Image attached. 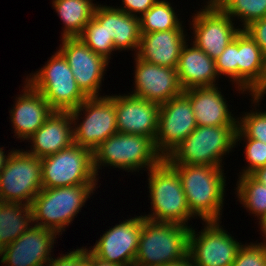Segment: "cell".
Listing matches in <instances>:
<instances>
[{
	"label": "cell",
	"instance_id": "cell-1",
	"mask_svg": "<svg viewBox=\"0 0 266 266\" xmlns=\"http://www.w3.org/2000/svg\"><path fill=\"white\" fill-rule=\"evenodd\" d=\"M181 179L187 205L195 218L221 221L226 196L223 167L170 164Z\"/></svg>",
	"mask_w": 266,
	"mask_h": 266
},
{
	"label": "cell",
	"instance_id": "cell-2",
	"mask_svg": "<svg viewBox=\"0 0 266 266\" xmlns=\"http://www.w3.org/2000/svg\"><path fill=\"white\" fill-rule=\"evenodd\" d=\"M147 173L151 213L142 216L151 221L191 227L188 222L195 216L187 205L178 172L163 158Z\"/></svg>",
	"mask_w": 266,
	"mask_h": 266
},
{
	"label": "cell",
	"instance_id": "cell-3",
	"mask_svg": "<svg viewBox=\"0 0 266 266\" xmlns=\"http://www.w3.org/2000/svg\"><path fill=\"white\" fill-rule=\"evenodd\" d=\"M98 184H79L65 187L43 188L30 207L33 224L50 229L59 235L65 232L81 212Z\"/></svg>",
	"mask_w": 266,
	"mask_h": 266
},
{
	"label": "cell",
	"instance_id": "cell-4",
	"mask_svg": "<svg viewBox=\"0 0 266 266\" xmlns=\"http://www.w3.org/2000/svg\"><path fill=\"white\" fill-rule=\"evenodd\" d=\"M162 159L149 137L129 133L113 134L93 150V165L98 178L103 166L134 173L149 171Z\"/></svg>",
	"mask_w": 266,
	"mask_h": 266
},
{
	"label": "cell",
	"instance_id": "cell-5",
	"mask_svg": "<svg viewBox=\"0 0 266 266\" xmlns=\"http://www.w3.org/2000/svg\"><path fill=\"white\" fill-rule=\"evenodd\" d=\"M236 132L237 126H197L164 159L169 164L224 167V157L236 147Z\"/></svg>",
	"mask_w": 266,
	"mask_h": 266
},
{
	"label": "cell",
	"instance_id": "cell-6",
	"mask_svg": "<svg viewBox=\"0 0 266 266\" xmlns=\"http://www.w3.org/2000/svg\"><path fill=\"white\" fill-rule=\"evenodd\" d=\"M191 227L156 222L142 216V231L134 266H162L188 255Z\"/></svg>",
	"mask_w": 266,
	"mask_h": 266
},
{
	"label": "cell",
	"instance_id": "cell-7",
	"mask_svg": "<svg viewBox=\"0 0 266 266\" xmlns=\"http://www.w3.org/2000/svg\"><path fill=\"white\" fill-rule=\"evenodd\" d=\"M25 80L39 91L54 111H71L87 96L80 90L63 54L57 51L38 71Z\"/></svg>",
	"mask_w": 266,
	"mask_h": 266
},
{
	"label": "cell",
	"instance_id": "cell-8",
	"mask_svg": "<svg viewBox=\"0 0 266 266\" xmlns=\"http://www.w3.org/2000/svg\"><path fill=\"white\" fill-rule=\"evenodd\" d=\"M70 114L73 119L74 143L78 146L93 151L111 135L118 133L115 94L87 97Z\"/></svg>",
	"mask_w": 266,
	"mask_h": 266
},
{
	"label": "cell",
	"instance_id": "cell-9",
	"mask_svg": "<svg viewBox=\"0 0 266 266\" xmlns=\"http://www.w3.org/2000/svg\"><path fill=\"white\" fill-rule=\"evenodd\" d=\"M43 188L98 184L93 151L73 143L56 154L41 158Z\"/></svg>",
	"mask_w": 266,
	"mask_h": 266
},
{
	"label": "cell",
	"instance_id": "cell-10",
	"mask_svg": "<svg viewBox=\"0 0 266 266\" xmlns=\"http://www.w3.org/2000/svg\"><path fill=\"white\" fill-rule=\"evenodd\" d=\"M20 149L10 153L0 172V201L30 206L43 189L41 159Z\"/></svg>",
	"mask_w": 266,
	"mask_h": 266
},
{
	"label": "cell",
	"instance_id": "cell-11",
	"mask_svg": "<svg viewBox=\"0 0 266 266\" xmlns=\"http://www.w3.org/2000/svg\"><path fill=\"white\" fill-rule=\"evenodd\" d=\"M221 221H202L203 229L189 233L188 254L196 266H232L242 242L221 226Z\"/></svg>",
	"mask_w": 266,
	"mask_h": 266
},
{
	"label": "cell",
	"instance_id": "cell-12",
	"mask_svg": "<svg viewBox=\"0 0 266 266\" xmlns=\"http://www.w3.org/2000/svg\"><path fill=\"white\" fill-rule=\"evenodd\" d=\"M203 4L191 16V42L215 60L242 29L236 27L238 22L235 24L214 2Z\"/></svg>",
	"mask_w": 266,
	"mask_h": 266
},
{
	"label": "cell",
	"instance_id": "cell-13",
	"mask_svg": "<svg viewBox=\"0 0 266 266\" xmlns=\"http://www.w3.org/2000/svg\"><path fill=\"white\" fill-rule=\"evenodd\" d=\"M196 127L194 112L184 93L160 104L158 130L154 140L156 151L166 158Z\"/></svg>",
	"mask_w": 266,
	"mask_h": 266
},
{
	"label": "cell",
	"instance_id": "cell-14",
	"mask_svg": "<svg viewBox=\"0 0 266 266\" xmlns=\"http://www.w3.org/2000/svg\"><path fill=\"white\" fill-rule=\"evenodd\" d=\"M59 51L66 58L74 79L87 97H100L109 61L94 53L79 37L62 38Z\"/></svg>",
	"mask_w": 266,
	"mask_h": 266
},
{
	"label": "cell",
	"instance_id": "cell-15",
	"mask_svg": "<svg viewBox=\"0 0 266 266\" xmlns=\"http://www.w3.org/2000/svg\"><path fill=\"white\" fill-rule=\"evenodd\" d=\"M107 230L94 246L87 249L94 256L117 266H134L142 231V214L125 219Z\"/></svg>",
	"mask_w": 266,
	"mask_h": 266
},
{
	"label": "cell",
	"instance_id": "cell-16",
	"mask_svg": "<svg viewBox=\"0 0 266 266\" xmlns=\"http://www.w3.org/2000/svg\"><path fill=\"white\" fill-rule=\"evenodd\" d=\"M134 62V89L130 95L160 105L184 92L177 69L146 62L137 55H134Z\"/></svg>",
	"mask_w": 266,
	"mask_h": 266
},
{
	"label": "cell",
	"instance_id": "cell-17",
	"mask_svg": "<svg viewBox=\"0 0 266 266\" xmlns=\"http://www.w3.org/2000/svg\"><path fill=\"white\" fill-rule=\"evenodd\" d=\"M58 234L32 224L31 227L2 250V266H45L53 257Z\"/></svg>",
	"mask_w": 266,
	"mask_h": 266
},
{
	"label": "cell",
	"instance_id": "cell-18",
	"mask_svg": "<svg viewBox=\"0 0 266 266\" xmlns=\"http://www.w3.org/2000/svg\"><path fill=\"white\" fill-rule=\"evenodd\" d=\"M160 105L127 94H115L118 133L144 135L153 142L158 130Z\"/></svg>",
	"mask_w": 266,
	"mask_h": 266
},
{
	"label": "cell",
	"instance_id": "cell-19",
	"mask_svg": "<svg viewBox=\"0 0 266 266\" xmlns=\"http://www.w3.org/2000/svg\"><path fill=\"white\" fill-rule=\"evenodd\" d=\"M22 93L15 97L13 107L9 110V119L16 139L27 141L54 111L43 95L26 80Z\"/></svg>",
	"mask_w": 266,
	"mask_h": 266
},
{
	"label": "cell",
	"instance_id": "cell-20",
	"mask_svg": "<svg viewBox=\"0 0 266 266\" xmlns=\"http://www.w3.org/2000/svg\"><path fill=\"white\" fill-rule=\"evenodd\" d=\"M222 92L217 85L195 87L183 92L190 101L197 126H237L238 117L232 114L233 110L230 111L231 107Z\"/></svg>",
	"mask_w": 266,
	"mask_h": 266
},
{
	"label": "cell",
	"instance_id": "cell-21",
	"mask_svg": "<svg viewBox=\"0 0 266 266\" xmlns=\"http://www.w3.org/2000/svg\"><path fill=\"white\" fill-rule=\"evenodd\" d=\"M26 142H30V150L26 151L40 159L71 146L74 133L70 111H53Z\"/></svg>",
	"mask_w": 266,
	"mask_h": 266
},
{
	"label": "cell",
	"instance_id": "cell-22",
	"mask_svg": "<svg viewBox=\"0 0 266 266\" xmlns=\"http://www.w3.org/2000/svg\"><path fill=\"white\" fill-rule=\"evenodd\" d=\"M185 33L184 29H170L141 34L136 55L146 62L177 69L182 48L190 38Z\"/></svg>",
	"mask_w": 266,
	"mask_h": 266
},
{
	"label": "cell",
	"instance_id": "cell-23",
	"mask_svg": "<svg viewBox=\"0 0 266 266\" xmlns=\"http://www.w3.org/2000/svg\"><path fill=\"white\" fill-rule=\"evenodd\" d=\"M93 17L105 27L109 37H112L116 50H130L135 51L132 55L137 54L141 39L139 17L107 4H97Z\"/></svg>",
	"mask_w": 266,
	"mask_h": 266
},
{
	"label": "cell",
	"instance_id": "cell-24",
	"mask_svg": "<svg viewBox=\"0 0 266 266\" xmlns=\"http://www.w3.org/2000/svg\"><path fill=\"white\" fill-rule=\"evenodd\" d=\"M177 74L184 91L195 87L220 85L215 60L189 41L182 48Z\"/></svg>",
	"mask_w": 266,
	"mask_h": 266
},
{
	"label": "cell",
	"instance_id": "cell-25",
	"mask_svg": "<svg viewBox=\"0 0 266 266\" xmlns=\"http://www.w3.org/2000/svg\"><path fill=\"white\" fill-rule=\"evenodd\" d=\"M266 74V56L245 31L238 34L237 87L249 96L264 84ZM247 91V92H246Z\"/></svg>",
	"mask_w": 266,
	"mask_h": 266
},
{
	"label": "cell",
	"instance_id": "cell-26",
	"mask_svg": "<svg viewBox=\"0 0 266 266\" xmlns=\"http://www.w3.org/2000/svg\"><path fill=\"white\" fill-rule=\"evenodd\" d=\"M94 0H52V7L63 22L61 39L79 37L93 18Z\"/></svg>",
	"mask_w": 266,
	"mask_h": 266
},
{
	"label": "cell",
	"instance_id": "cell-27",
	"mask_svg": "<svg viewBox=\"0 0 266 266\" xmlns=\"http://www.w3.org/2000/svg\"><path fill=\"white\" fill-rule=\"evenodd\" d=\"M32 224L30 206L0 201V246L2 248L18 239Z\"/></svg>",
	"mask_w": 266,
	"mask_h": 266
},
{
	"label": "cell",
	"instance_id": "cell-28",
	"mask_svg": "<svg viewBox=\"0 0 266 266\" xmlns=\"http://www.w3.org/2000/svg\"><path fill=\"white\" fill-rule=\"evenodd\" d=\"M175 7L167 0H158L140 18L141 34L167 31L170 29H185L183 21L180 20ZM183 25V26H182Z\"/></svg>",
	"mask_w": 266,
	"mask_h": 266
},
{
	"label": "cell",
	"instance_id": "cell-29",
	"mask_svg": "<svg viewBox=\"0 0 266 266\" xmlns=\"http://www.w3.org/2000/svg\"><path fill=\"white\" fill-rule=\"evenodd\" d=\"M235 195L247 212L260 220L266 213V185L256 180L252 175L238 176ZM237 192V193H236Z\"/></svg>",
	"mask_w": 266,
	"mask_h": 266
},
{
	"label": "cell",
	"instance_id": "cell-30",
	"mask_svg": "<svg viewBox=\"0 0 266 266\" xmlns=\"http://www.w3.org/2000/svg\"><path fill=\"white\" fill-rule=\"evenodd\" d=\"M214 3L233 21L239 20L242 30L266 17V0H215Z\"/></svg>",
	"mask_w": 266,
	"mask_h": 266
},
{
	"label": "cell",
	"instance_id": "cell-31",
	"mask_svg": "<svg viewBox=\"0 0 266 266\" xmlns=\"http://www.w3.org/2000/svg\"><path fill=\"white\" fill-rule=\"evenodd\" d=\"M252 110L238 117L236 138H252L266 144V110H259L263 97L251 95ZM258 106V108H256Z\"/></svg>",
	"mask_w": 266,
	"mask_h": 266
},
{
	"label": "cell",
	"instance_id": "cell-32",
	"mask_svg": "<svg viewBox=\"0 0 266 266\" xmlns=\"http://www.w3.org/2000/svg\"><path fill=\"white\" fill-rule=\"evenodd\" d=\"M79 38L96 54L110 62L111 55L117 51L114 40L109 37L103 27L94 17L87 23ZM114 51V52H113Z\"/></svg>",
	"mask_w": 266,
	"mask_h": 266
},
{
	"label": "cell",
	"instance_id": "cell-33",
	"mask_svg": "<svg viewBox=\"0 0 266 266\" xmlns=\"http://www.w3.org/2000/svg\"><path fill=\"white\" fill-rule=\"evenodd\" d=\"M241 141L245 144V159L248 163L244 169L237 175H251L258 168L266 166V144L262 141L252 138H236V145H240ZM239 142V143H238Z\"/></svg>",
	"mask_w": 266,
	"mask_h": 266
},
{
	"label": "cell",
	"instance_id": "cell-34",
	"mask_svg": "<svg viewBox=\"0 0 266 266\" xmlns=\"http://www.w3.org/2000/svg\"><path fill=\"white\" fill-rule=\"evenodd\" d=\"M237 52H238V35L232 40L225 50L220 54L218 58L215 59L216 70L218 76L222 78H228L232 85L236 88L238 93H245L242 89L237 87ZM227 76V77H226ZM236 85V86H235Z\"/></svg>",
	"mask_w": 266,
	"mask_h": 266
},
{
	"label": "cell",
	"instance_id": "cell-35",
	"mask_svg": "<svg viewBox=\"0 0 266 266\" xmlns=\"http://www.w3.org/2000/svg\"><path fill=\"white\" fill-rule=\"evenodd\" d=\"M242 244L232 266H266V241Z\"/></svg>",
	"mask_w": 266,
	"mask_h": 266
},
{
	"label": "cell",
	"instance_id": "cell-36",
	"mask_svg": "<svg viewBox=\"0 0 266 266\" xmlns=\"http://www.w3.org/2000/svg\"><path fill=\"white\" fill-rule=\"evenodd\" d=\"M87 246H82L76 250L60 254L58 257H54L45 266H85L87 262Z\"/></svg>",
	"mask_w": 266,
	"mask_h": 266
},
{
	"label": "cell",
	"instance_id": "cell-37",
	"mask_svg": "<svg viewBox=\"0 0 266 266\" xmlns=\"http://www.w3.org/2000/svg\"><path fill=\"white\" fill-rule=\"evenodd\" d=\"M158 0H122V5L115 6L123 12L141 17L146 13ZM139 15V16H138Z\"/></svg>",
	"mask_w": 266,
	"mask_h": 266
},
{
	"label": "cell",
	"instance_id": "cell-38",
	"mask_svg": "<svg viewBox=\"0 0 266 266\" xmlns=\"http://www.w3.org/2000/svg\"><path fill=\"white\" fill-rule=\"evenodd\" d=\"M266 56V17L252 22L244 29Z\"/></svg>",
	"mask_w": 266,
	"mask_h": 266
},
{
	"label": "cell",
	"instance_id": "cell-39",
	"mask_svg": "<svg viewBox=\"0 0 266 266\" xmlns=\"http://www.w3.org/2000/svg\"><path fill=\"white\" fill-rule=\"evenodd\" d=\"M85 266H117V265L94 256L87 249V262L85 263Z\"/></svg>",
	"mask_w": 266,
	"mask_h": 266
},
{
	"label": "cell",
	"instance_id": "cell-40",
	"mask_svg": "<svg viewBox=\"0 0 266 266\" xmlns=\"http://www.w3.org/2000/svg\"><path fill=\"white\" fill-rule=\"evenodd\" d=\"M162 266H196L192 261L190 255L188 254L186 257L180 259L179 261L167 263Z\"/></svg>",
	"mask_w": 266,
	"mask_h": 266
},
{
	"label": "cell",
	"instance_id": "cell-41",
	"mask_svg": "<svg viewBox=\"0 0 266 266\" xmlns=\"http://www.w3.org/2000/svg\"><path fill=\"white\" fill-rule=\"evenodd\" d=\"M256 180H258L263 185H266V166L258 168L255 172L251 174Z\"/></svg>",
	"mask_w": 266,
	"mask_h": 266
},
{
	"label": "cell",
	"instance_id": "cell-42",
	"mask_svg": "<svg viewBox=\"0 0 266 266\" xmlns=\"http://www.w3.org/2000/svg\"><path fill=\"white\" fill-rule=\"evenodd\" d=\"M4 149H5V147L0 148V172L5 167L6 162L10 156V153L14 150V148H13L10 152L6 151V153H5ZM7 152H8V154H7Z\"/></svg>",
	"mask_w": 266,
	"mask_h": 266
},
{
	"label": "cell",
	"instance_id": "cell-43",
	"mask_svg": "<svg viewBox=\"0 0 266 266\" xmlns=\"http://www.w3.org/2000/svg\"><path fill=\"white\" fill-rule=\"evenodd\" d=\"M257 222H259V223H258V224H259L258 226H260V227H259L260 230H258V231H260L261 234H262L261 239L264 237L263 240L266 241V213H265V214L262 216V218H261L259 221H257Z\"/></svg>",
	"mask_w": 266,
	"mask_h": 266
},
{
	"label": "cell",
	"instance_id": "cell-44",
	"mask_svg": "<svg viewBox=\"0 0 266 266\" xmlns=\"http://www.w3.org/2000/svg\"><path fill=\"white\" fill-rule=\"evenodd\" d=\"M266 94V74L264 77V84L255 92L256 96L264 97Z\"/></svg>",
	"mask_w": 266,
	"mask_h": 266
},
{
	"label": "cell",
	"instance_id": "cell-45",
	"mask_svg": "<svg viewBox=\"0 0 266 266\" xmlns=\"http://www.w3.org/2000/svg\"><path fill=\"white\" fill-rule=\"evenodd\" d=\"M2 250H3V248L0 246V259H1V256H2Z\"/></svg>",
	"mask_w": 266,
	"mask_h": 266
},
{
	"label": "cell",
	"instance_id": "cell-46",
	"mask_svg": "<svg viewBox=\"0 0 266 266\" xmlns=\"http://www.w3.org/2000/svg\"><path fill=\"white\" fill-rule=\"evenodd\" d=\"M215 0H206L205 2L207 3V2H214Z\"/></svg>",
	"mask_w": 266,
	"mask_h": 266
}]
</instances>
